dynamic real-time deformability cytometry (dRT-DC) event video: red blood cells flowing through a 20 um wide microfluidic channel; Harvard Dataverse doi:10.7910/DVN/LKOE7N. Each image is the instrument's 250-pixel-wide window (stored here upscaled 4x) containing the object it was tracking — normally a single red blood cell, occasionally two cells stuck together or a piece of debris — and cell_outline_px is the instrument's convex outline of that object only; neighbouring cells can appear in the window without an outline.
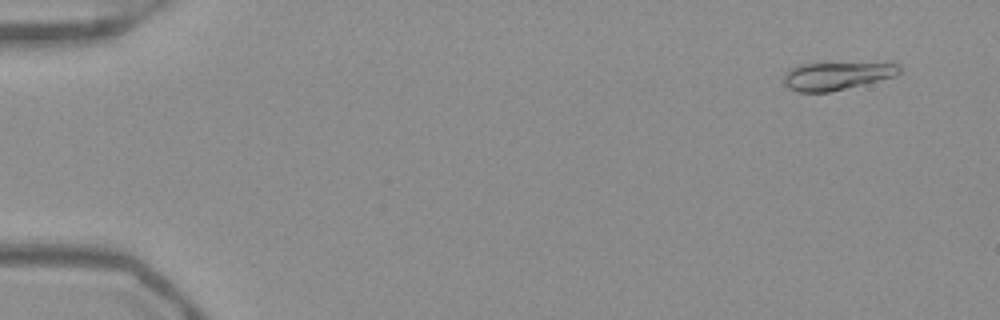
{"species": "Egyptian fruit bat (a non-hibernating species)", "species_latin": "Rousettus aegyptiacus", "temperature_condition": "warm", "stored_images_in_passage": 53, "camera_frame_rate_fps": 3000, "um_per_image_px": 0.085, "frame": {"image": 1, "passage_image": 4, "time_ms": 1.0, "image_size_px": [1000, 320], "cell_outline_px": [[900, 72], [896, 76], [828, 92], [800, 92], [788, 88], [784, 84], [784, 76], [788, 68], [800, 64], [828, 60], [900, 64]], "centroid_in_image_um": [71.09, 6.38], "position_along_channel_um": 13.9, "area_um2": 19.71}}
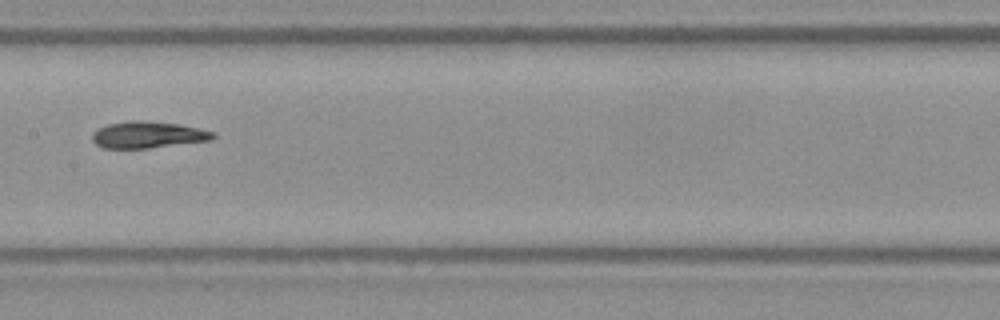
{"frame": {"image": 2, "passage_image": 28, "time_ms": 9.0, "image_size_px": [1000, 320], "cell_outline_px": [[216, 136], [212, 140], [148, 148], [104, 148], [96, 144], [92, 140], [92, 132], [96, 128], [108, 124], [128, 120], [140, 120], [176, 124], [216, 132]], "centroid_in_image_um": [12.54, 11.45], "position_along_channel_um": 194.9, "area_um2": 18.73}}
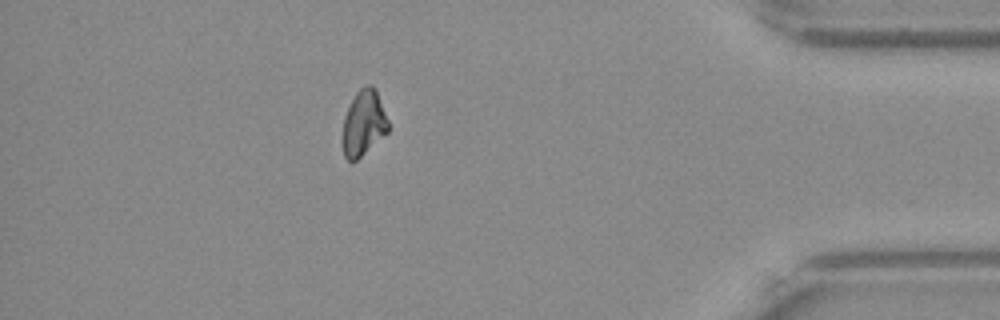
{"frame": {"image": 3, "passage_image": 47, "time_ms": 15.333, "image_size_px": [1000, 320], "cell_outline_px": [[388, 132], [356, 160], [348, 160], [344, 156], [344, 116], [356, 92], [364, 84], [372, 84], [376, 88], [388, 120]], "centroid_in_image_um": [30.94, 10.4], "position_along_channel_um": 404.3, "area_um2": 17.11}, "authors_computed_cell_mechanics": {"area_um2": 18.6694, "velocity_mm_per_s": 3.9325, "shape_relaxation_time_tau1_ms": 8.6554, "shape_relaxation_time_tau2_ms": 4.0641, "deformation_change_tau1": 0.2281, "deformation_change_tau2": 0.0955}}